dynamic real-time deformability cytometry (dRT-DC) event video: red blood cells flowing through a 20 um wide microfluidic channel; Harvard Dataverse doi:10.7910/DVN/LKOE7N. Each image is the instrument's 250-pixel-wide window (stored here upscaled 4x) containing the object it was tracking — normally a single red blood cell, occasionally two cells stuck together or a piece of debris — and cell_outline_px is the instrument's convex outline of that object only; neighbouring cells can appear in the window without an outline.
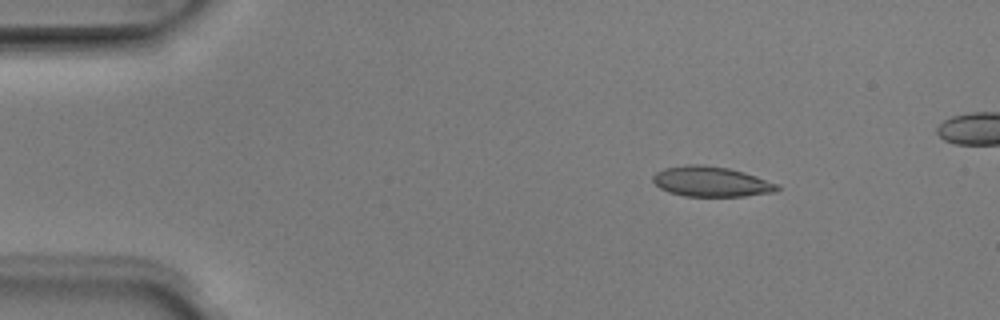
{"species": "Egyptian fruit bat (a non-hibernating species)", "species_latin": "Rousettus aegyptiacus", "temperature_condition": "room temperature", "stored_images_in_passage": 4, "camera_frame_rate_fps": 3000, "um_per_image_px": 0.085, "animal": {"sex": "male"}, "frame": {"image": 1, "passage_image": 2, "time_ms": 0.333, "image_size_px": [1000, 320], "cell_outline_px": [[780, 188], [776, 192], [744, 196], [684, 196], [668, 192], [660, 188], [652, 180], [652, 176], [656, 172], [664, 168], [684, 164], [704, 164], [728, 168], [744, 172], [780, 184]], "centroid_in_image_um": [60.45, 15.43], "position_along_channel_um": 24.5, "area_um2": 22.08}}